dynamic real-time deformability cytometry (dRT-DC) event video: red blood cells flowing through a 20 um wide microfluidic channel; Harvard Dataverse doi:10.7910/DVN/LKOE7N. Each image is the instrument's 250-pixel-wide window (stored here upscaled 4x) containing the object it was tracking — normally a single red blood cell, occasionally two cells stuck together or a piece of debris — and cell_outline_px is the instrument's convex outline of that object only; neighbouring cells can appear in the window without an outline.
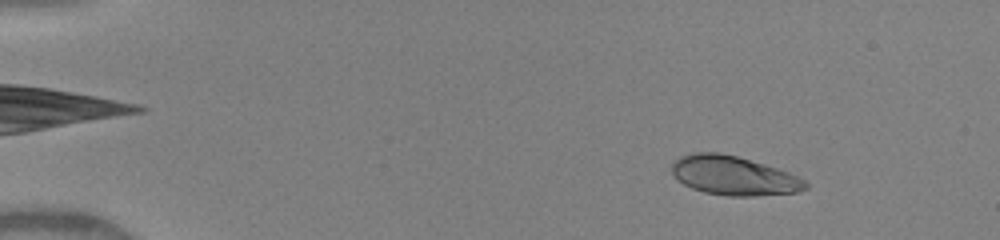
{"species": "human", "species_latin": "Homo sapiens", "temperature_condition": "warm", "stored_images_in_passage": 44, "camera_frame_rate_fps": 3000, "um_per_image_px": 0.085, "donor": {"sex": "female"}, "frame": {"image": 1, "passage_image": 2, "time_ms": 0.333, "image_size_px": [1000, 240], "cell_outline_px": [[808, 188], [796, 192], [756, 196], [728, 196], [704, 192], [692, 188], [684, 184], [672, 172], [672, 164], [680, 156], [692, 152], [720, 152], [736, 156], [764, 164], [788, 172], [804, 180], [808, 184]], "centroid_in_image_um": [62.36, 14.93], "position_along_channel_um": 22.6, "area_um2": 30.23}}
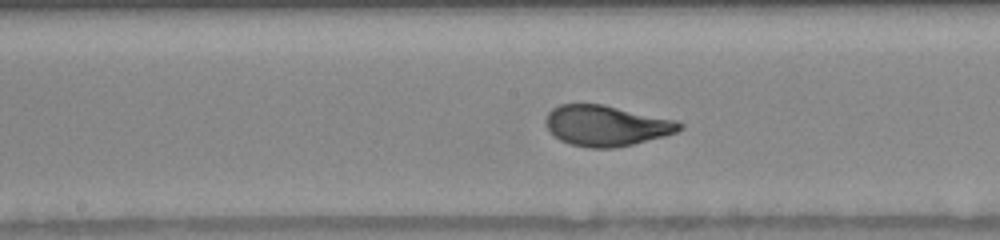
{"frame": {"image": 2, "passage_image": 24, "time_ms": 7.0, "image_size_px": [1000, 240], "cell_outline_px": [[684, 128], [676, 132], [664, 136], [632, 144], [612, 148], [588, 148], [572, 144], [560, 140], [552, 136], [548, 132], [544, 124], [544, 120], [548, 112], [552, 108], [560, 104], [600, 104], [676, 120], [684, 124]], "centroid_in_image_um": [51.48, 10.68], "position_along_channel_um": 196.7, "area_um2": 31.73}}
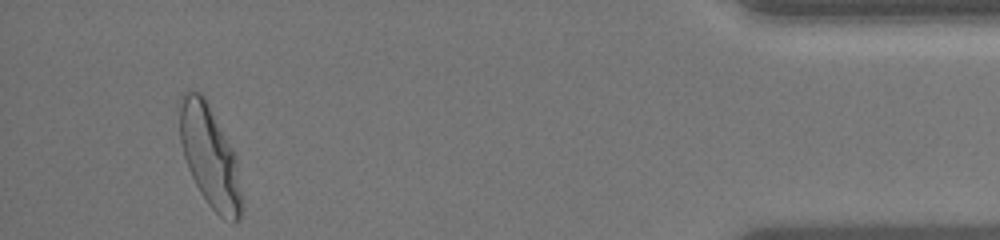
{"frame": {"image": 3, "passage_image": 43, "time_ms": 13.667, "image_size_px": [1000, 240], "cell_outline_px": [[240, 216], [232, 224], [224, 220], [208, 204], [200, 192], [188, 168], [184, 156], [180, 140], [176, 104], [180, 96], [188, 88], [200, 92], [204, 96], [236, 152], [240, 192]], "centroid_in_image_um": [17.78, 13.18], "position_along_channel_um": 417.4, "area_um2": 37.22}, "authors_computed_cell_mechanics": {"area_um2": 31.501, "velocity_mm_per_s": 4.1459, "shape_relaxation_time_tau1_ms": 3.5554, "shape_relaxation_time_tau2_ms": null, "deformation_change_tau1": 0.1807, "deformation_change_tau2": null}}